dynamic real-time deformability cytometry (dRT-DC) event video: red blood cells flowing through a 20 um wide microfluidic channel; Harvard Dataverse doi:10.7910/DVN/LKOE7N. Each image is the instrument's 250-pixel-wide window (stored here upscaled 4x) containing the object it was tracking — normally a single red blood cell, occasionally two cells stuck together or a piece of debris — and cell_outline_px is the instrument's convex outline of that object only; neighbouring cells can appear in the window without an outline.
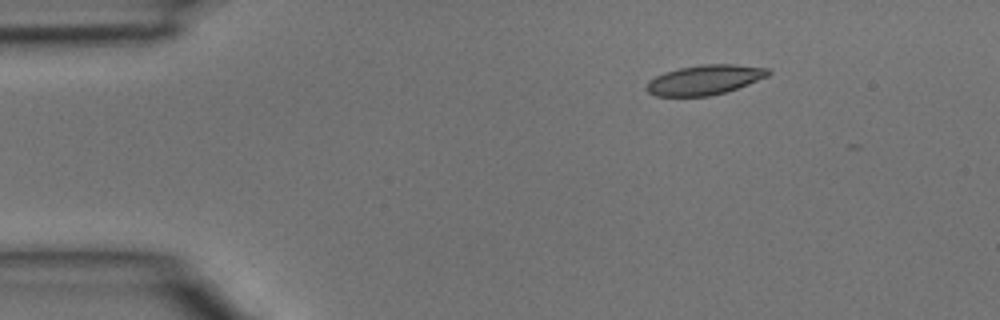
{"species": "common noctule bat (a hibernating species)", "species_latin": "Nyctalus noctula", "temperature_condition": "room temperature", "stored_images_in_passage": 4, "camera_frame_rate_fps": 3000, "um_per_image_px": 0.085, "animal": {"sex": "male", "body_mass_g": 15.6}, "frame": {"image": 1, "passage_image": 4, "time_ms": 1.0, "image_size_px": [1000, 320], "cell_outline_px": [[772, 72], [768, 76], [748, 84], [724, 92], [708, 96], [656, 96], [648, 92], [644, 88], [648, 80], [664, 72], [680, 68], [704, 64], [736, 64], [768, 68]], "centroid_in_image_um": [59.88, 6.78], "position_along_channel_um": 25.1, "area_um2": 21.1}}